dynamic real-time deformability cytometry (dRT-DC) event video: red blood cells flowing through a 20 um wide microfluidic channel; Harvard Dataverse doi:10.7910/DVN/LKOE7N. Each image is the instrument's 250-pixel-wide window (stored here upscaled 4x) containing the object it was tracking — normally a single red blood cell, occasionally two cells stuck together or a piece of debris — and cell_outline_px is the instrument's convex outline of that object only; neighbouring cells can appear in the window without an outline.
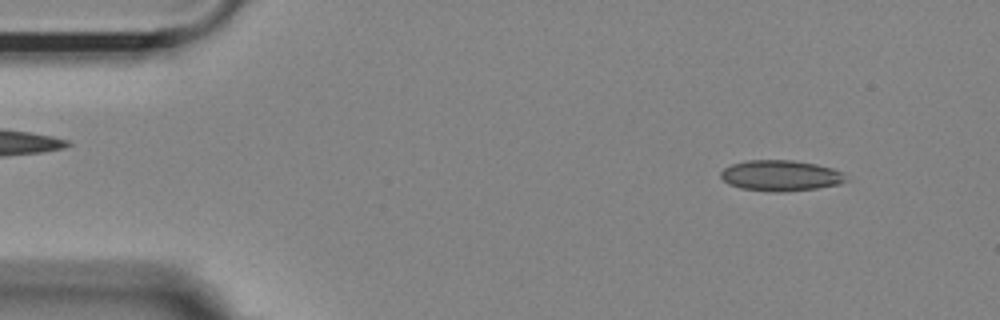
{"species": "Egyptian fruit bat (a non-hibernating species)", "species_latin": "Rousettus aegyptiacus", "temperature_condition": "room temperature", "stored_images_in_passage": 54, "camera_frame_rate_fps": 3000, "um_per_image_px": 0.085, "animal": {"sex": "female"}, "frame": {"image": 1, "passage_image": 5, "time_ms": 1.333, "image_size_px": [1000, 320], "cell_outline_px": [[848, 180], [840, 184], [816, 188], [780, 192], [776, 192], [740, 188], [728, 184], [720, 176], [720, 172], [724, 168], [732, 164], [748, 160], [792, 160], [816, 164], [832, 168], [844, 172]], "centroid_in_image_um": [66.37, 14.92], "position_along_channel_um": 18.6, "area_um2": 22.48}}
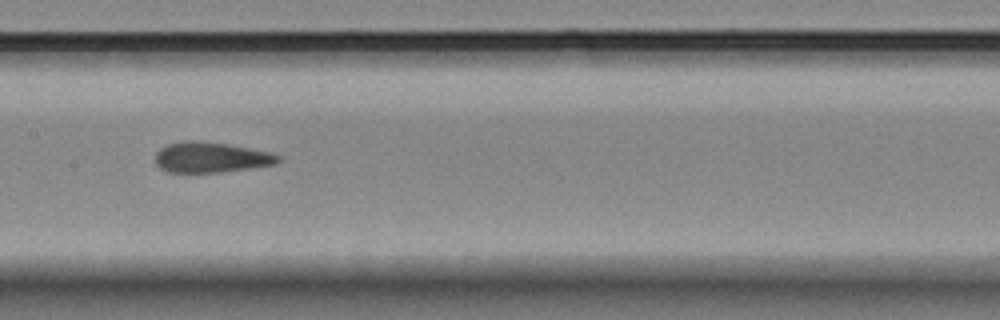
{"frame": {"image": 2, "passage_image": 26, "time_ms": 8.333, "image_size_px": [1000, 320], "cell_outline_px": [[280, 160], [276, 164], [220, 172], [168, 172], [160, 168], [156, 164], [156, 152], [160, 148], [168, 144], [180, 140], [200, 140], [228, 144], [268, 152], [280, 156]], "centroid_in_image_um": [17.88, 13.36], "position_along_channel_um": 189.5, "area_um2": 21.73}}
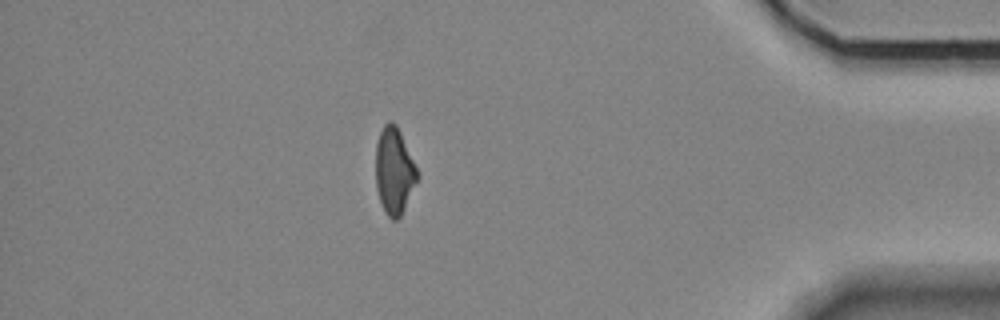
{"frame": {"image": 3, "passage_image": 47, "time_ms": 15.333, "image_size_px": [1000, 320], "cell_outline_px": [[420, 176], [400, 216], [396, 220], [392, 220], [384, 212], [376, 188], [376, 144], [380, 132], [384, 124], [388, 120], [392, 120], [396, 124], [400, 132]], "centroid_in_image_um": [33.5, 14.52], "position_along_channel_um": 401.7, "area_um2": 20.87}, "authors_computed_cell_mechanics": {"area_um2": 22.1663, "velocity_mm_per_s": 3.6148, "shape_relaxation_time_tau1_ms": 9.1637, "shape_relaxation_time_tau2_ms": 1.9296, "deformation_change_tau1": 0.1698, "deformation_change_tau2": 0.0799}}